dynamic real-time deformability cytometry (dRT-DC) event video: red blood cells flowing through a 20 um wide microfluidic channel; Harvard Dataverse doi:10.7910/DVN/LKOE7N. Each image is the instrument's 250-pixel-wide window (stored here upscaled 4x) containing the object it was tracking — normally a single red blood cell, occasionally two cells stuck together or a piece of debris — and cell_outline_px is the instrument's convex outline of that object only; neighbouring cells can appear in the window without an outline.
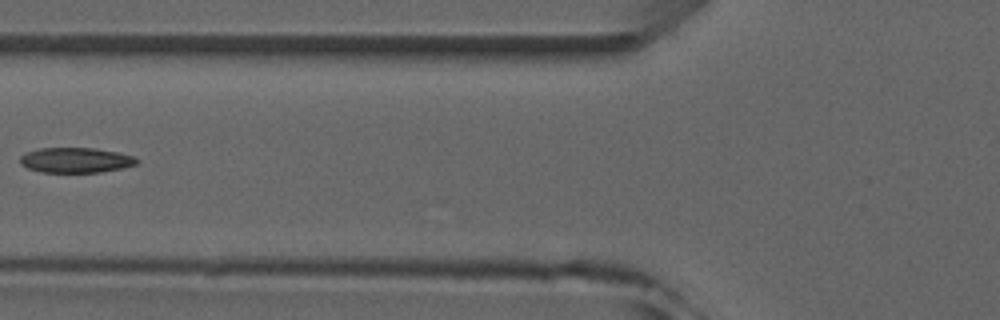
{"species": "common noctule bat (a hibernating species)", "species_latin": "Nyctalus noctula", "temperature_condition": "room temperature", "stored_images_in_passage": 5, "camera_frame_rate_fps": 3000, "um_per_image_px": 0.085, "animal": {"sex": "male", "forearm_length_mm": 52.5}, "frame": {"image": 1, "passage_image": 5, "time_ms": 4.667, "image_size_px": [1000, 320], "cell_outline_px": [[140, 160], [136, 164], [120, 168], [100, 172], [40, 172], [28, 168], [20, 164], [20, 156], [24, 152], [40, 148], [96, 148], [116, 152], [132, 156]], "centroid_in_image_um": [6.39, 13.61], "position_along_channel_um": 119.4, "area_um2": 17.05}}